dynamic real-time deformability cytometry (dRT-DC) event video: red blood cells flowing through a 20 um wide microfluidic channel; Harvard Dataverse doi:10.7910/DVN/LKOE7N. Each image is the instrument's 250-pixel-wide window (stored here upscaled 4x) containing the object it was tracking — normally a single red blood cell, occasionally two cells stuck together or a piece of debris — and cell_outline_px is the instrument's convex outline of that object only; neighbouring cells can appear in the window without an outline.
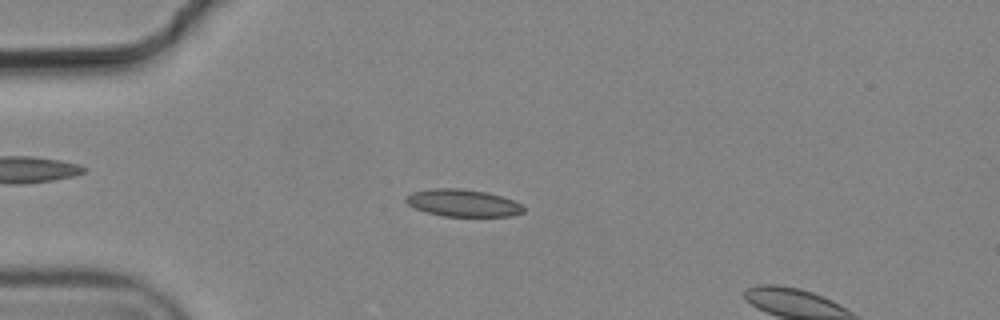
{"species": "common noctule bat (a hibernating species)", "species_latin": "Nyctalus noctula", "temperature_condition": "cold", "stored_images_in_passage": 5, "camera_frame_rate_fps": 3000, "um_per_image_px": 0.085, "animal": {"sex": "male", "body_mass_g": 19.2, "forearm_length_mm": 51.8}, "frame": {"image": 1, "passage_image": 4, "time_ms": 1.0, "image_size_px": [1000, 320], "cell_outline_px": [[524, 212], [512, 216], [444, 216], [428, 212], [416, 208], [408, 204], [404, 200], [404, 196], [412, 192], [432, 188], [460, 188], [488, 192], [512, 200], [520, 204], [524, 208]], "centroid_in_image_um": [39.33, 17.24], "position_along_channel_um": 45.7, "area_um2": 18.61}}